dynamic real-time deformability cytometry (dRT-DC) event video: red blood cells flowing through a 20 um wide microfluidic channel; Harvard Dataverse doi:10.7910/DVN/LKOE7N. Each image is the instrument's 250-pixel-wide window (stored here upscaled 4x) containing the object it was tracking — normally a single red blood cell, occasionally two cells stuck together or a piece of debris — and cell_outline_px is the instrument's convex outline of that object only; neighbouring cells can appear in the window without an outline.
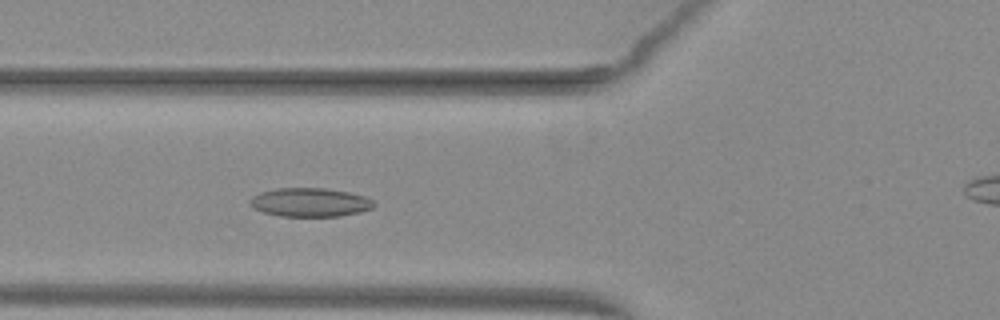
{"species": "common noctule bat (a hibernating species)", "species_latin": "Nyctalus noctula", "temperature_condition": "warm", "stored_images_in_passage": 31, "camera_frame_rate_fps": 3000, "um_per_image_px": 0.085, "animal": {"sex": "female", "body_mass_g": 29.2, "forearm_length_mm": 56.3}, "frame": {"image": 1, "passage_image": 4, "time_ms": 1.0, "image_size_px": [1000, 320], "cell_outline_px": [[376, 204], [372, 208], [360, 212], [340, 216], [280, 216], [264, 212], [252, 208], [248, 204], [252, 196], [260, 192], [276, 188], [324, 188], [348, 192], [364, 196], [372, 200]], "centroid_in_image_um": [26.32, 17.2], "position_along_channel_um": 99.5, "area_um2": 20.81}}
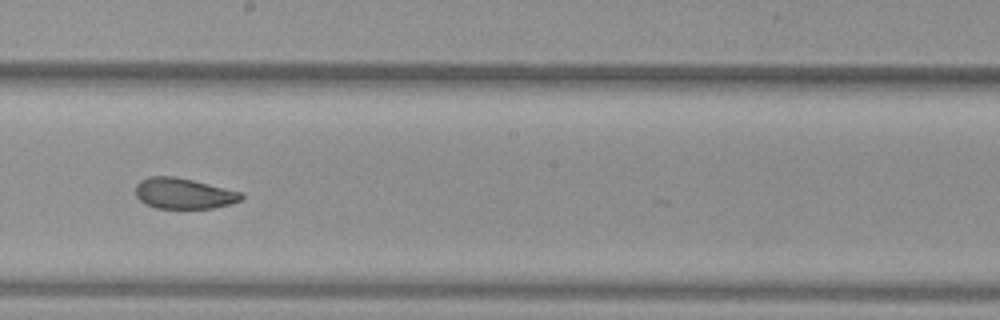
{"frame": {"image": 2, "passage_image": 14, "time_ms": 4.333, "image_size_px": [1000, 320], "cell_outline_px": [[244, 196], [240, 200], [228, 204], [212, 208], [156, 208], [144, 204], [136, 196], [136, 184], [140, 180], [148, 176], [172, 176], [192, 180], [240, 192]], "centroid_in_image_um": [15.55, 16.44], "position_along_channel_um": 232.7, "area_um2": 18.73}}
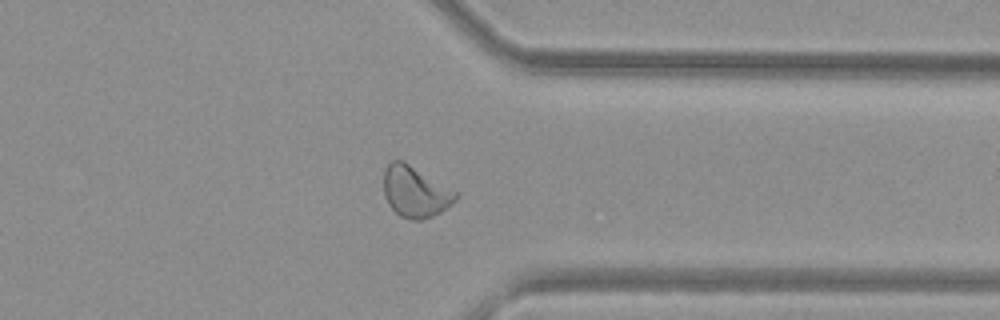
{"frame": {"image": 3, "passage_image": 25, "time_ms": 8.0, "image_size_px": [1000, 320], "cell_outline_px": [[460, 196], [452, 204], [440, 212], [432, 216], [420, 220], [412, 220], [400, 216], [388, 204], [384, 196], [384, 168], [392, 160], [404, 160], [456, 192]], "centroid_in_image_um": [35.28, 16.29], "position_along_channel_um": 376.1, "area_um2": 21.39}}